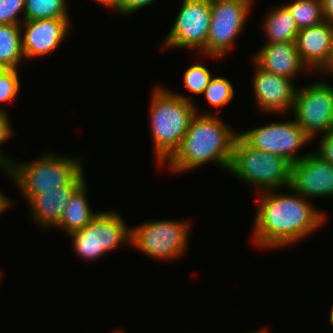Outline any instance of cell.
<instances>
[{"label": "cell", "instance_id": "4dcf8cb0", "mask_svg": "<svg viewBox=\"0 0 333 333\" xmlns=\"http://www.w3.org/2000/svg\"><path fill=\"white\" fill-rule=\"evenodd\" d=\"M10 201L9 198L7 199V196H4V194L0 192V214L12 206V202Z\"/></svg>", "mask_w": 333, "mask_h": 333}, {"label": "cell", "instance_id": "e0dca14e", "mask_svg": "<svg viewBox=\"0 0 333 333\" xmlns=\"http://www.w3.org/2000/svg\"><path fill=\"white\" fill-rule=\"evenodd\" d=\"M253 61L263 70L292 80L308 68L301 62L296 42L266 43Z\"/></svg>", "mask_w": 333, "mask_h": 333}, {"label": "cell", "instance_id": "d590c367", "mask_svg": "<svg viewBox=\"0 0 333 333\" xmlns=\"http://www.w3.org/2000/svg\"><path fill=\"white\" fill-rule=\"evenodd\" d=\"M114 333H123V332L118 330V331H115Z\"/></svg>", "mask_w": 333, "mask_h": 333}, {"label": "cell", "instance_id": "836d02e7", "mask_svg": "<svg viewBox=\"0 0 333 333\" xmlns=\"http://www.w3.org/2000/svg\"><path fill=\"white\" fill-rule=\"evenodd\" d=\"M329 320H330L331 325L333 326V305H332V308L330 311Z\"/></svg>", "mask_w": 333, "mask_h": 333}, {"label": "cell", "instance_id": "f546056e", "mask_svg": "<svg viewBox=\"0 0 333 333\" xmlns=\"http://www.w3.org/2000/svg\"><path fill=\"white\" fill-rule=\"evenodd\" d=\"M324 21L333 24V0H321Z\"/></svg>", "mask_w": 333, "mask_h": 333}, {"label": "cell", "instance_id": "d6986e66", "mask_svg": "<svg viewBox=\"0 0 333 333\" xmlns=\"http://www.w3.org/2000/svg\"><path fill=\"white\" fill-rule=\"evenodd\" d=\"M263 28L267 43L296 41L299 31L295 19L283 4L268 12Z\"/></svg>", "mask_w": 333, "mask_h": 333}, {"label": "cell", "instance_id": "2e32d148", "mask_svg": "<svg viewBox=\"0 0 333 333\" xmlns=\"http://www.w3.org/2000/svg\"><path fill=\"white\" fill-rule=\"evenodd\" d=\"M85 182L83 173L69 186L30 196L27 201L34 222L45 228L56 227L72 194Z\"/></svg>", "mask_w": 333, "mask_h": 333}, {"label": "cell", "instance_id": "83f0119b", "mask_svg": "<svg viewBox=\"0 0 333 333\" xmlns=\"http://www.w3.org/2000/svg\"><path fill=\"white\" fill-rule=\"evenodd\" d=\"M321 136L316 154L333 165V128Z\"/></svg>", "mask_w": 333, "mask_h": 333}, {"label": "cell", "instance_id": "52a82bcc", "mask_svg": "<svg viewBox=\"0 0 333 333\" xmlns=\"http://www.w3.org/2000/svg\"><path fill=\"white\" fill-rule=\"evenodd\" d=\"M189 221L152 220L131 228V245L149 258L171 260L185 254Z\"/></svg>", "mask_w": 333, "mask_h": 333}, {"label": "cell", "instance_id": "ba28073f", "mask_svg": "<svg viewBox=\"0 0 333 333\" xmlns=\"http://www.w3.org/2000/svg\"><path fill=\"white\" fill-rule=\"evenodd\" d=\"M253 2V0H211L206 57L219 58L228 53L236 37L245 28V21Z\"/></svg>", "mask_w": 333, "mask_h": 333}, {"label": "cell", "instance_id": "484cf974", "mask_svg": "<svg viewBox=\"0 0 333 333\" xmlns=\"http://www.w3.org/2000/svg\"><path fill=\"white\" fill-rule=\"evenodd\" d=\"M25 13V0H0V24L21 25L19 13Z\"/></svg>", "mask_w": 333, "mask_h": 333}, {"label": "cell", "instance_id": "e575fe53", "mask_svg": "<svg viewBox=\"0 0 333 333\" xmlns=\"http://www.w3.org/2000/svg\"><path fill=\"white\" fill-rule=\"evenodd\" d=\"M254 333H268V331L267 330H265V329H262V330H257L256 332H254Z\"/></svg>", "mask_w": 333, "mask_h": 333}, {"label": "cell", "instance_id": "5bb4252c", "mask_svg": "<svg viewBox=\"0 0 333 333\" xmlns=\"http://www.w3.org/2000/svg\"><path fill=\"white\" fill-rule=\"evenodd\" d=\"M253 96L258 108L264 113H286L292 111L297 88L289 78L266 72L255 63Z\"/></svg>", "mask_w": 333, "mask_h": 333}, {"label": "cell", "instance_id": "6da1fadb", "mask_svg": "<svg viewBox=\"0 0 333 333\" xmlns=\"http://www.w3.org/2000/svg\"><path fill=\"white\" fill-rule=\"evenodd\" d=\"M288 189L290 194H280L279 189L258 192L261 194L252 237L258 247L275 249L295 244L321 229L327 220L325 213L315 208L310 200Z\"/></svg>", "mask_w": 333, "mask_h": 333}, {"label": "cell", "instance_id": "7c38bea8", "mask_svg": "<svg viewBox=\"0 0 333 333\" xmlns=\"http://www.w3.org/2000/svg\"><path fill=\"white\" fill-rule=\"evenodd\" d=\"M289 187L306 199L333 197V165L316 152L308 153L291 164Z\"/></svg>", "mask_w": 333, "mask_h": 333}, {"label": "cell", "instance_id": "f1b7e54d", "mask_svg": "<svg viewBox=\"0 0 333 333\" xmlns=\"http://www.w3.org/2000/svg\"><path fill=\"white\" fill-rule=\"evenodd\" d=\"M155 0H118L116 11L123 15H131L141 8L148 7Z\"/></svg>", "mask_w": 333, "mask_h": 333}, {"label": "cell", "instance_id": "ac0fdd59", "mask_svg": "<svg viewBox=\"0 0 333 333\" xmlns=\"http://www.w3.org/2000/svg\"><path fill=\"white\" fill-rule=\"evenodd\" d=\"M87 183L84 182L71 196L68 201L62 219L57 228L66 231L67 235L83 229L97 214L91 210L86 190Z\"/></svg>", "mask_w": 333, "mask_h": 333}, {"label": "cell", "instance_id": "4316f807", "mask_svg": "<svg viewBox=\"0 0 333 333\" xmlns=\"http://www.w3.org/2000/svg\"><path fill=\"white\" fill-rule=\"evenodd\" d=\"M11 125L12 124L9 121V115L7 112L0 111V145L4 144L11 138L13 134ZM5 157L6 156H3L2 153H0V167L3 171H8L14 160H11L10 157L8 158V156L6 158Z\"/></svg>", "mask_w": 333, "mask_h": 333}, {"label": "cell", "instance_id": "30bf717a", "mask_svg": "<svg viewBox=\"0 0 333 333\" xmlns=\"http://www.w3.org/2000/svg\"><path fill=\"white\" fill-rule=\"evenodd\" d=\"M292 113L296 123L313 140L333 128V86L324 81L297 87Z\"/></svg>", "mask_w": 333, "mask_h": 333}, {"label": "cell", "instance_id": "9c48e42d", "mask_svg": "<svg viewBox=\"0 0 333 333\" xmlns=\"http://www.w3.org/2000/svg\"><path fill=\"white\" fill-rule=\"evenodd\" d=\"M239 136L251 147L281 156L291 164L305 157L297 152L312 140L294 118L258 126L239 133Z\"/></svg>", "mask_w": 333, "mask_h": 333}, {"label": "cell", "instance_id": "277c9868", "mask_svg": "<svg viewBox=\"0 0 333 333\" xmlns=\"http://www.w3.org/2000/svg\"><path fill=\"white\" fill-rule=\"evenodd\" d=\"M79 157V158H78ZM61 156L46 153L27 163H15L6 172L23 196L43 194L46 191L69 187L83 172L80 156Z\"/></svg>", "mask_w": 333, "mask_h": 333}, {"label": "cell", "instance_id": "d4e9b609", "mask_svg": "<svg viewBox=\"0 0 333 333\" xmlns=\"http://www.w3.org/2000/svg\"><path fill=\"white\" fill-rule=\"evenodd\" d=\"M17 69L0 68V103L14 101L20 91ZM0 111L6 112L0 107Z\"/></svg>", "mask_w": 333, "mask_h": 333}, {"label": "cell", "instance_id": "d6a6232c", "mask_svg": "<svg viewBox=\"0 0 333 333\" xmlns=\"http://www.w3.org/2000/svg\"><path fill=\"white\" fill-rule=\"evenodd\" d=\"M98 1V3L105 5L106 7L113 8L114 10L118 7V0H95Z\"/></svg>", "mask_w": 333, "mask_h": 333}, {"label": "cell", "instance_id": "7402d4cb", "mask_svg": "<svg viewBox=\"0 0 333 333\" xmlns=\"http://www.w3.org/2000/svg\"><path fill=\"white\" fill-rule=\"evenodd\" d=\"M67 0H25L22 20L69 18Z\"/></svg>", "mask_w": 333, "mask_h": 333}, {"label": "cell", "instance_id": "4fadbf2b", "mask_svg": "<svg viewBox=\"0 0 333 333\" xmlns=\"http://www.w3.org/2000/svg\"><path fill=\"white\" fill-rule=\"evenodd\" d=\"M22 23V49L24 58L28 59L43 57L56 50L67 39L70 27L69 18L24 20Z\"/></svg>", "mask_w": 333, "mask_h": 333}, {"label": "cell", "instance_id": "cb8c5ba5", "mask_svg": "<svg viewBox=\"0 0 333 333\" xmlns=\"http://www.w3.org/2000/svg\"><path fill=\"white\" fill-rule=\"evenodd\" d=\"M211 75L204 65L194 64L184 73L183 84L190 93L202 95L212 78Z\"/></svg>", "mask_w": 333, "mask_h": 333}, {"label": "cell", "instance_id": "8fae6325", "mask_svg": "<svg viewBox=\"0 0 333 333\" xmlns=\"http://www.w3.org/2000/svg\"><path fill=\"white\" fill-rule=\"evenodd\" d=\"M211 0H183L176 20L161 47L197 49L206 56Z\"/></svg>", "mask_w": 333, "mask_h": 333}, {"label": "cell", "instance_id": "ffe728a7", "mask_svg": "<svg viewBox=\"0 0 333 333\" xmlns=\"http://www.w3.org/2000/svg\"><path fill=\"white\" fill-rule=\"evenodd\" d=\"M21 31L20 25L0 24V68L18 69L24 57Z\"/></svg>", "mask_w": 333, "mask_h": 333}, {"label": "cell", "instance_id": "9a60e30c", "mask_svg": "<svg viewBox=\"0 0 333 333\" xmlns=\"http://www.w3.org/2000/svg\"><path fill=\"white\" fill-rule=\"evenodd\" d=\"M332 40L331 24L325 21L298 31L295 41L296 47L300 60L308 68V71L320 73L329 64Z\"/></svg>", "mask_w": 333, "mask_h": 333}, {"label": "cell", "instance_id": "7a4b0ae2", "mask_svg": "<svg viewBox=\"0 0 333 333\" xmlns=\"http://www.w3.org/2000/svg\"><path fill=\"white\" fill-rule=\"evenodd\" d=\"M196 113L174 154L166 161L170 171L185 172L213 162L229 170L233 146L239 132L234 133L224 121L211 113ZM199 113V114H198Z\"/></svg>", "mask_w": 333, "mask_h": 333}, {"label": "cell", "instance_id": "603a6c76", "mask_svg": "<svg viewBox=\"0 0 333 333\" xmlns=\"http://www.w3.org/2000/svg\"><path fill=\"white\" fill-rule=\"evenodd\" d=\"M208 103L214 107L227 105L234 97L232 83L225 77H212L204 92Z\"/></svg>", "mask_w": 333, "mask_h": 333}, {"label": "cell", "instance_id": "8992f818", "mask_svg": "<svg viewBox=\"0 0 333 333\" xmlns=\"http://www.w3.org/2000/svg\"><path fill=\"white\" fill-rule=\"evenodd\" d=\"M70 236L77 256L88 261L103 257L123 242L131 245V227L115 211L97 212L88 225Z\"/></svg>", "mask_w": 333, "mask_h": 333}, {"label": "cell", "instance_id": "5b68a950", "mask_svg": "<svg viewBox=\"0 0 333 333\" xmlns=\"http://www.w3.org/2000/svg\"><path fill=\"white\" fill-rule=\"evenodd\" d=\"M240 181L260 191L290 186L291 163L278 155L255 149L239 135L236 137L232 160L227 171Z\"/></svg>", "mask_w": 333, "mask_h": 333}, {"label": "cell", "instance_id": "44dd1931", "mask_svg": "<svg viewBox=\"0 0 333 333\" xmlns=\"http://www.w3.org/2000/svg\"><path fill=\"white\" fill-rule=\"evenodd\" d=\"M284 6L295 19L299 30L324 22L321 0H294Z\"/></svg>", "mask_w": 333, "mask_h": 333}, {"label": "cell", "instance_id": "3957f363", "mask_svg": "<svg viewBox=\"0 0 333 333\" xmlns=\"http://www.w3.org/2000/svg\"><path fill=\"white\" fill-rule=\"evenodd\" d=\"M150 102V132L155 159L158 165H164L180 146L196 113V103L182 93L162 86L153 90Z\"/></svg>", "mask_w": 333, "mask_h": 333}, {"label": "cell", "instance_id": "1f68e13d", "mask_svg": "<svg viewBox=\"0 0 333 333\" xmlns=\"http://www.w3.org/2000/svg\"><path fill=\"white\" fill-rule=\"evenodd\" d=\"M331 27H332V31H333V24H331ZM320 73H323V74L325 73L328 75L333 74V40H332V53H331L329 64Z\"/></svg>", "mask_w": 333, "mask_h": 333}]
</instances>
